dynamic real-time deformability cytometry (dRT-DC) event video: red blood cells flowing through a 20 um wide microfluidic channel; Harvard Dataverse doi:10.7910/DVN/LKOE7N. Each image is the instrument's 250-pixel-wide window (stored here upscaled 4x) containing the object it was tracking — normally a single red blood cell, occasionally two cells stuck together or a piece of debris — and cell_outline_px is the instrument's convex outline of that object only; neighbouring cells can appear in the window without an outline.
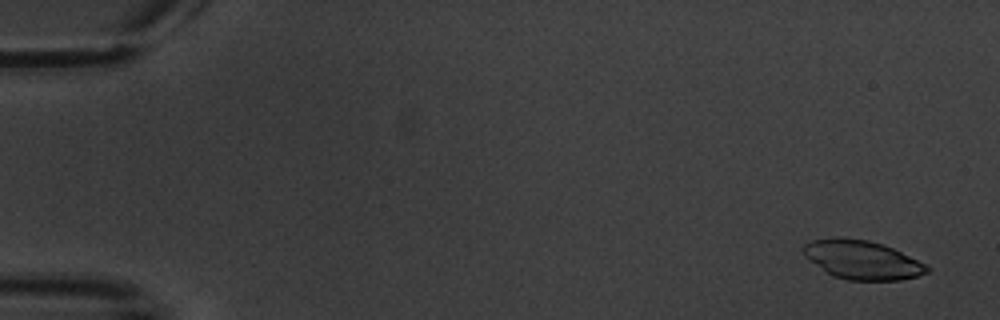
{"species": "common noctule bat (a hibernating species)", "species_latin": "Nyctalus noctula", "temperature_condition": "warm", "stored_images_in_passage": 3, "camera_frame_rate_fps": 3000, "um_per_image_px": 0.085, "animal": {"sex": "male", "body_mass_g": 20.1, "forearm_length_mm": 53.5}, "frame": {"image": 1, "passage_image": 1, "time_ms": 0.0, "image_size_px": [1000, 320], "cell_outline_px": [[932, 268], [928, 272], [916, 276], [900, 280], [848, 280], [836, 276], [828, 272], [804, 256], [804, 244], [812, 240], [832, 236], [840, 236], [868, 240], [892, 248]], "centroid_in_image_um": [73.26, 22.07], "position_along_channel_um": 11.7, "area_um2": 27.57}}